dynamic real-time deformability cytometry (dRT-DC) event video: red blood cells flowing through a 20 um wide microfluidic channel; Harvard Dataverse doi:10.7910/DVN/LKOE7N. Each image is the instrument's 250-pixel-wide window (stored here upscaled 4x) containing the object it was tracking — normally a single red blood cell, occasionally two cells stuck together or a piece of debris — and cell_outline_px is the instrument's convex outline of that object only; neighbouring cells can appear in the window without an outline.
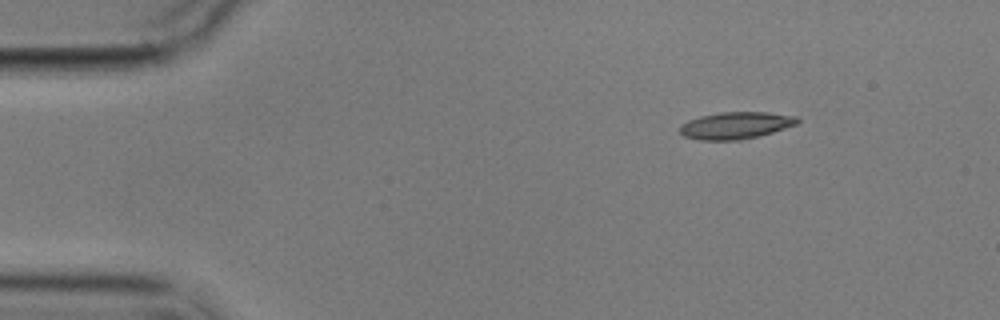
{"species": "common noctule bat (a hibernating species)", "species_latin": "Nyctalus noctula", "temperature_condition": "cold", "stored_images_in_passage": 3, "camera_frame_rate_fps": 3000, "um_per_image_px": 0.085, "animal": {"sex": "male", "body_mass_g": 17.9}, "frame": {"image": 1, "passage_image": 1, "time_ms": 0.0, "image_size_px": [1000, 320], "cell_outline_px": [[800, 120], [796, 124], [772, 132], [740, 140], [700, 140], [684, 136], [680, 132], [680, 124], [688, 120], [700, 116], [720, 112], [768, 112], [796, 116]], "centroid_in_image_um": [62.51, 10.65], "position_along_channel_um": 22.5, "area_um2": 18.38}}